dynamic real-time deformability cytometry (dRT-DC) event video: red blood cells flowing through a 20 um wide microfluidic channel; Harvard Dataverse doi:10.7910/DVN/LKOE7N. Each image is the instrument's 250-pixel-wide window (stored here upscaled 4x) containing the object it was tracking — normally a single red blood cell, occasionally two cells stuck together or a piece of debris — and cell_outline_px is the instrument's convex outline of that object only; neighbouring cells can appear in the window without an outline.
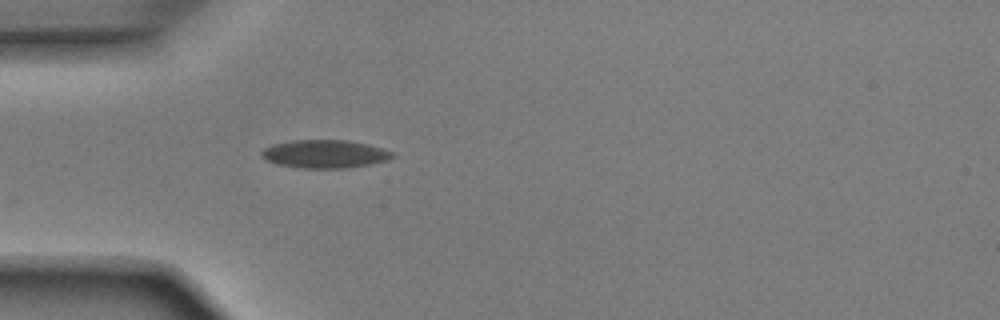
{"species": "Egyptian fruit bat (a non-hibernating species)", "species_latin": "Rousettus aegyptiacus", "temperature_condition": "room temperature", "stored_images_in_passage": 38, "camera_frame_rate_fps": 3000, "um_per_image_px": 0.085, "animal": {"sex": "male"}, "frame": {"image": 1, "passage_image": 1, "time_ms": 0.0, "image_size_px": [1000, 320], "cell_outline_px": [[396, 156], [388, 160], [348, 168], [300, 168], [276, 164], [264, 160], [260, 156], [260, 152], [264, 148], [272, 144], [292, 140], [348, 140], [368, 144], [392, 152]], "centroid_in_image_um": [27.55, 13.09], "position_along_channel_um": 57.4, "area_um2": 21.62}}
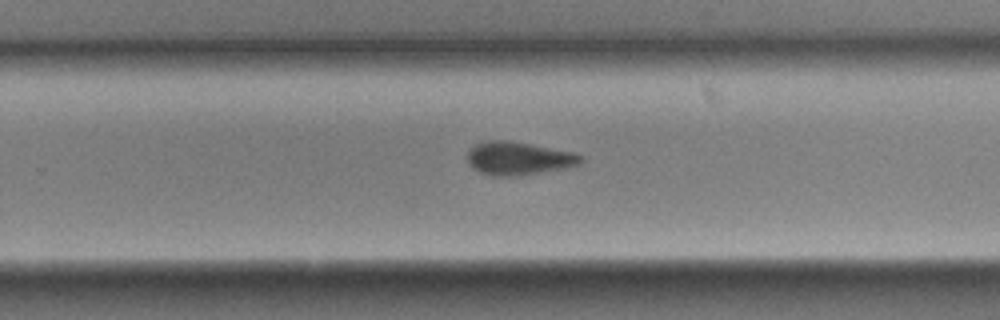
{"frame": {"image": 2, "passage_image": 19, "time_ms": 6.0, "image_size_px": [1000, 320], "cell_outline_px": [[584, 160], [580, 164], [564, 168], [516, 176], [492, 176], [480, 172], [472, 168], [468, 160], [468, 148], [476, 144], [488, 140], [512, 140], [572, 152], [584, 156]], "centroid_in_image_um": [44.07, 13.45], "position_along_channel_um": 285.7, "area_um2": 22.02}}
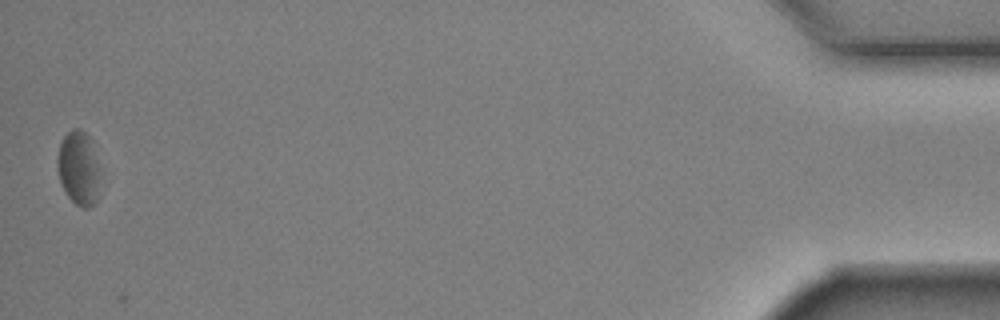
{"frame": {"image": 3, "passage_image": 37, "time_ms": 12.0, "image_size_px": [1000, 320], "cell_outline_px": [[100, 172], [96, 200], [88, 208], [84, 208], [76, 204], [68, 196], [60, 184], [56, 160], [60, 144], [64, 136], [72, 128], [80, 128], [92, 140], [100, 168]], "centroid_in_image_um": [6.68, 14.26], "position_along_channel_um": 428.5, "area_um2": 18.61}, "authors_computed_cell_mechanics": {"area_um2": 21.386, "velocity_mm_per_s": 3.8929, "shape_relaxation_time_tau1_ms": 3.1073, "shape_relaxation_time_tau2_ms": 5.5438, "deformation_change_tau1": 0.0918, "deformation_change_tau2": 0.0791}}